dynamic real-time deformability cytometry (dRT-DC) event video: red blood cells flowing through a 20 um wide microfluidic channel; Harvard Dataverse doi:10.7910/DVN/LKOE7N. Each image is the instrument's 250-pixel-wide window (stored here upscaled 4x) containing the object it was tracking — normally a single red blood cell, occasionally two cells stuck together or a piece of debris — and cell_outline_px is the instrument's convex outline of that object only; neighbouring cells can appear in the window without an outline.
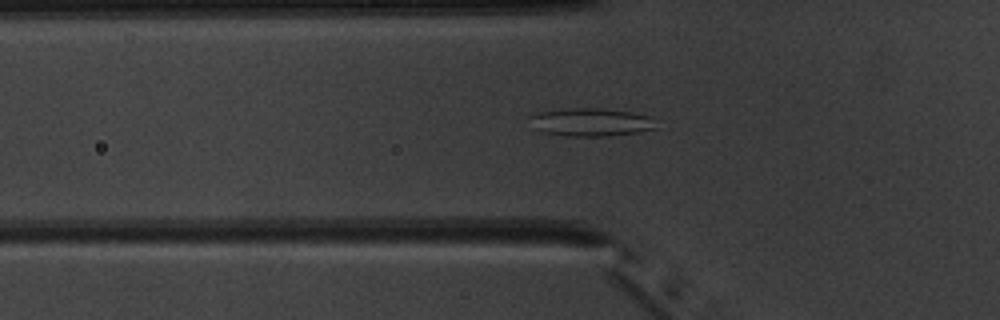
{"species": "common noctule bat (a hibernating species)", "species_latin": "Nyctalus noctula", "temperature_condition": "warm", "stored_images_in_passage": 43, "segment_of_instrument_passage": [1, 2], "camera_frame_rate_fps": 3000, "um_per_image_px": 0.085, "animal": {"sex": "male", "body_mass_g": 20.1, "forearm_length_mm": 53.5}, "frame": {"image": 1, "passage_image": 11, "time_ms": 3.333, "image_size_px": [1000, 320], "cell_outline_px": [[656, 128], [636, 132], [608, 136], [568, 136], [540, 132], [536, 128], [528, 116], [536, 112], [568, 108], [600, 108], [632, 112], [648, 116]], "centroid_in_image_um": [50.15, 10.38], "position_along_channel_um": 75.6, "area_um2": 20.46}}
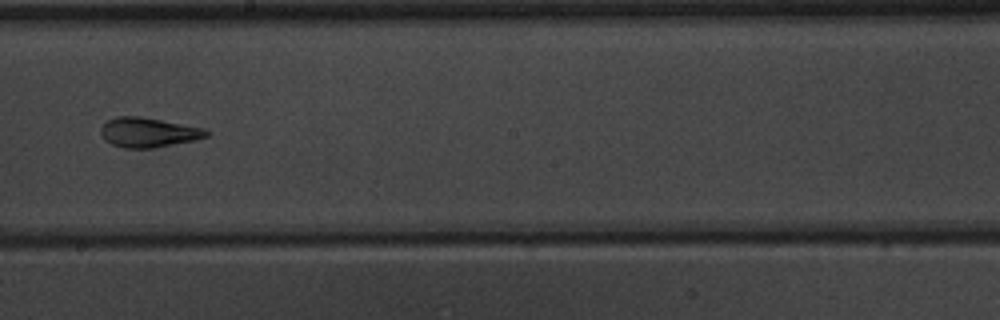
{"frame": {"image": 2, "passage_image": 23, "time_ms": 7.333, "image_size_px": [1000, 320], "cell_outline_px": [[212, 132], [208, 136], [196, 140], [152, 148], [124, 148], [112, 144], [104, 140], [100, 132], [100, 128], [108, 120], [116, 116], [140, 116], [204, 128]], "centroid_in_image_um": [12.62, 11.25], "position_along_channel_um": 235.6, "area_um2": 18.32}}
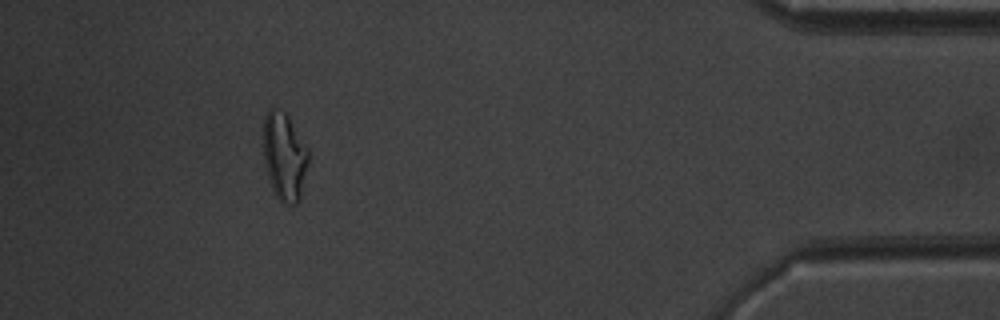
{"frame": {"image": 3, "passage_image": 40, "time_ms": 13.0, "image_size_px": [1000, 320], "cell_outline_px": [[308, 164], [300, 200], [296, 204], [288, 204], [280, 200], [276, 196], [272, 188], [268, 176], [264, 160], [264, 116], [268, 108], [272, 104], [284, 112], [288, 116], [308, 148]], "centroid_in_image_um": [24.18, 13.26], "position_along_channel_um": 411.0, "area_um2": 23.18}}